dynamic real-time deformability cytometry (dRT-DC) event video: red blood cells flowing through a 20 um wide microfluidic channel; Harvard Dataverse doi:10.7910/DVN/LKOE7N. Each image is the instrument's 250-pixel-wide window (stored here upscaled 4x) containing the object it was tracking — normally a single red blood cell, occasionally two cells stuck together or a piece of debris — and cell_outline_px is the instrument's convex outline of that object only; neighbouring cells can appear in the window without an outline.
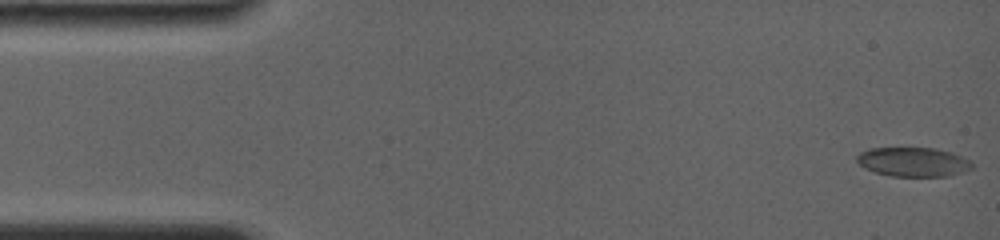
{"species": "common noctule bat (a hibernating species)", "species_latin": "Nyctalus noctula", "temperature_condition": "room temperature", "stored_images_in_passage": 15, "camera_frame_rate_fps": 4000, "um_per_image_px": 0.085, "animal": {"sex": "female", "body_mass_g": 19.0, "forearm_length_mm": 56.7}, "frame": {"image": 1, "passage_image": 1, "time_ms": 0.0, "image_size_px": [1000, 240], "cell_outline_px": [[972, 168], [964, 172], [948, 176], [888, 176], [864, 168], [856, 160], [856, 156], [860, 152], [868, 148], [936, 148], [952, 152], [968, 160], [972, 164]], "centroid_in_image_um": [77.6, 13.76], "position_along_channel_um": 7.4, "area_um2": 19.65}}